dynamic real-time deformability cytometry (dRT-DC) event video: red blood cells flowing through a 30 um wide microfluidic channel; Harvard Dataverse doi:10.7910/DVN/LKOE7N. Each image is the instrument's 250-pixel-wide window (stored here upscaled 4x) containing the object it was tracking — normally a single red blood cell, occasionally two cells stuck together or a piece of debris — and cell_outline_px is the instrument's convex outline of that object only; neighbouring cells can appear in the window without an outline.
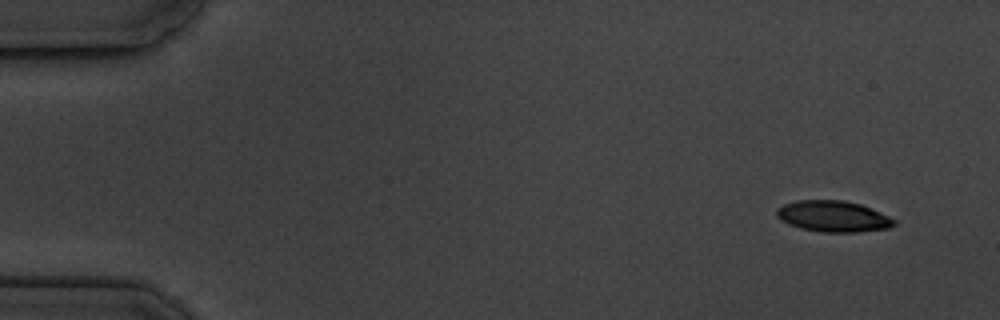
{"species": "common noctule bat (a hibernating species)", "species_latin": "Nyctalus noctula", "temperature_condition": "cold", "stored_images_in_passage": 4, "camera_frame_rate_fps": 3000, "um_per_image_px": 0.085, "animal": {"sex": "male", "body_mass_g": 19.5, "forearm_length_mm": 54.6}, "frame": {"image": 1, "passage_image": 1, "time_ms": 0.0, "image_size_px": [1000, 320], "cell_outline_px": [[896, 224], [888, 228], [856, 232], [820, 232], [800, 228], [788, 224], [780, 220], [776, 216], [776, 208], [784, 204], [796, 200], [844, 200], [860, 204], [888, 216], [896, 220]], "centroid_in_image_um": [70.77, 18.39], "position_along_channel_um": 14.2, "area_um2": 21.33}}
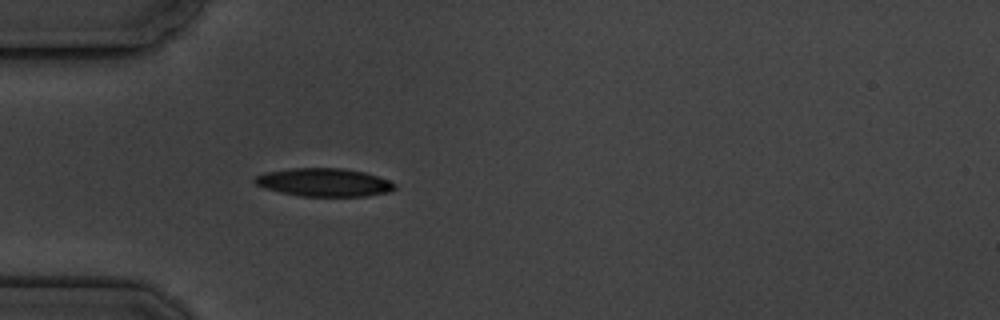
{"frame": {"image": 2, "passage_image": 4, "time_ms": 4.333, "image_size_px": [1000, 320], "cell_outline_px": [[396, 188], [388, 192], [364, 196], [300, 196], [280, 192], [264, 188], [256, 184], [252, 180], [256, 176], [264, 172], [292, 168], [344, 168], [364, 172], [388, 180], [396, 184]], "centroid_in_image_um": [27.51, 15.5], "position_along_channel_um": 57.5, "area_um2": 22.95}}